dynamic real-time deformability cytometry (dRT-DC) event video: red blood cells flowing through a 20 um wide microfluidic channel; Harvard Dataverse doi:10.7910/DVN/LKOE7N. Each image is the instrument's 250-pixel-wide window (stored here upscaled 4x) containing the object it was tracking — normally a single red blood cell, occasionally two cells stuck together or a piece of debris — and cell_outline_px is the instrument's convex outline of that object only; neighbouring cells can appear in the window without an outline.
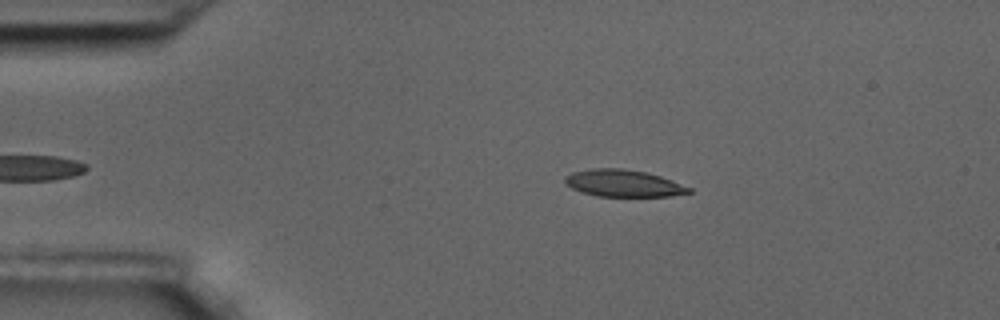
{"species": "common noctule bat (a hibernating species)", "species_latin": "Nyctalus noctula", "temperature_condition": "room temperature", "stored_images_in_passage": 45, "camera_frame_rate_fps": 3000, "um_per_image_px": 0.085, "animal": {"sex": "male", "body_mass_g": 17.5, "forearm_length_mm": 52.3}, "frame": {"image": 1, "passage_image": 5, "time_ms": 1.333, "image_size_px": [1000, 320], "cell_outline_px": [[692, 192], [668, 196], [600, 196], [584, 192], [572, 188], [564, 180], [568, 176], [576, 172], [600, 168], [616, 168], [644, 172], [660, 176], [692, 188]], "centroid_in_image_um": [53.05, 15.59], "position_along_channel_um": 31.9, "area_um2": 18.79}}
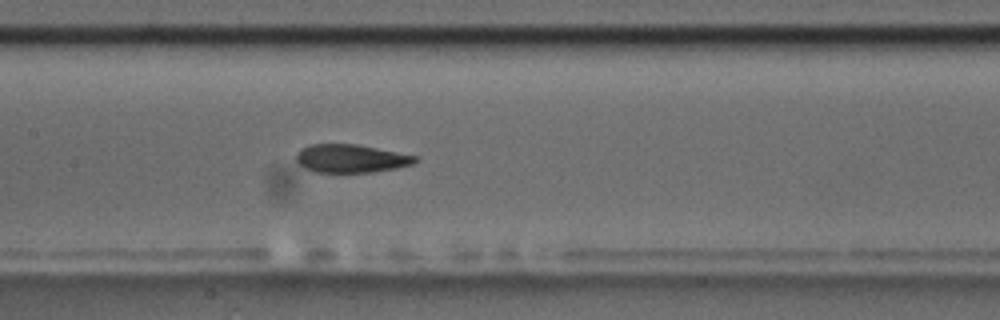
{"frame": {"image": 2, "passage_image": 22, "time_ms": 7.0, "image_size_px": [1000, 320], "cell_outline_px": [[416, 160], [412, 164], [392, 168], [368, 172], [320, 172], [308, 168], [300, 164], [296, 160], [296, 156], [304, 148], [312, 144], [352, 144], [416, 156]], "centroid_in_image_um": [29.8, 13.47], "position_along_channel_um": 177.6, "area_um2": 18.61}}
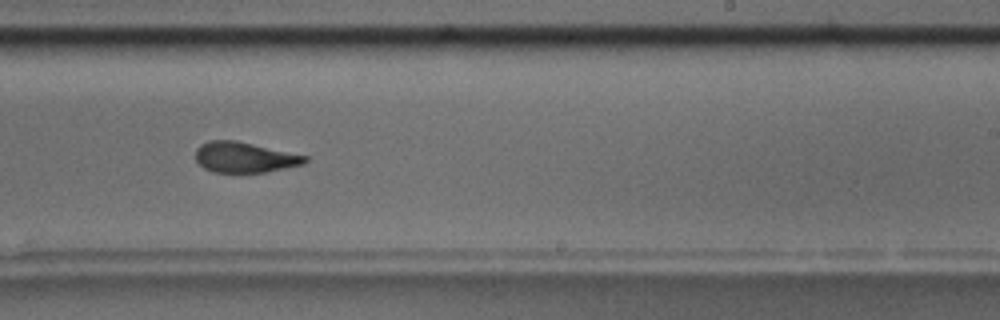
{"frame": {"image": 3, "passage_image": 30, "time_ms": 9.667, "image_size_px": [1000, 320], "cell_outline_px": [[308, 160], [300, 164], [264, 172], [216, 172], [204, 168], [196, 160], [196, 148], [200, 144], [212, 140], [232, 140], [308, 156]], "centroid_in_image_um": [20.73, 13.37], "position_along_channel_um": 268.3, "area_um2": 18.9}, "authors_computed_cell_mechanics": {"area_um2": 19.1896, "velocity_mm_per_s": 3.4088, "shape_relaxation_time_tau1_ms": null, "shape_relaxation_time_tau2_ms": 2.1599, "deformation_change_tau1": null, "deformation_change_tau2": 0.0966}}